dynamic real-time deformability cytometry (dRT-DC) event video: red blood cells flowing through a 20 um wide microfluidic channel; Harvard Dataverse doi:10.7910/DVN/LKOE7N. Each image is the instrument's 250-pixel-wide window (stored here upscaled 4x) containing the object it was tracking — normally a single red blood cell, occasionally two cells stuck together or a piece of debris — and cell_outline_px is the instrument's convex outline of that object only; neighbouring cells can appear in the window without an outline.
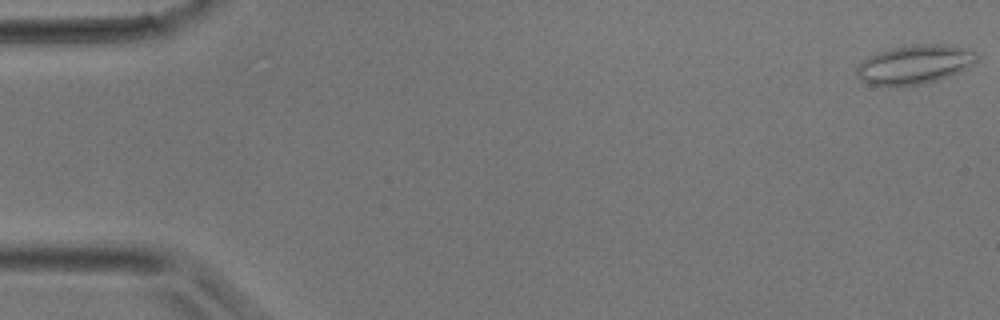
{"species": "common noctule bat (a hibernating species)", "species_latin": "Nyctalus noctula", "temperature_condition": "room temperature", "stored_images_in_passage": 39, "camera_frame_rate_fps": 3000, "um_per_image_px": 0.085, "animal": {"sex": "male", "body_mass_g": 17.9}, "frame": {"image": 1, "passage_image": 1, "time_ms": 0.0, "image_size_px": [1000, 320], "cell_outline_px": [[976, 60], [968, 68], [948, 76], [936, 80], [920, 84], [896, 88], [872, 84], [864, 80], [856, 72], [856, 68], [868, 56], [888, 48], [916, 44], [948, 44], [964, 48], [976, 52]], "centroid_in_image_um": [77.74, 5.48], "position_along_channel_um": 7.3, "area_um2": 27.28}}
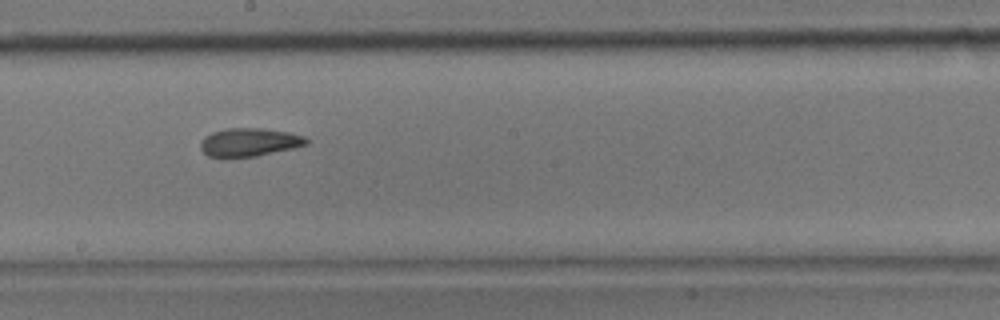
{"frame": {"image": 2, "passage_image": 22, "time_ms": 7.0, "image_size_px": [1000, 320], "cell_outline_px": [[308, 144], [292, 148], [256, 156], [224, 160], [208, 156], [200, 148], [200, 144], [204, 136], [212, 132], [228, 128], [264, 128], [288, 132], [304, 136], [308, 140]], "centroid_in_image_um": [21.13, 12.12], "position_along_channel_um": 227.1, "area_um2": 17.86}}
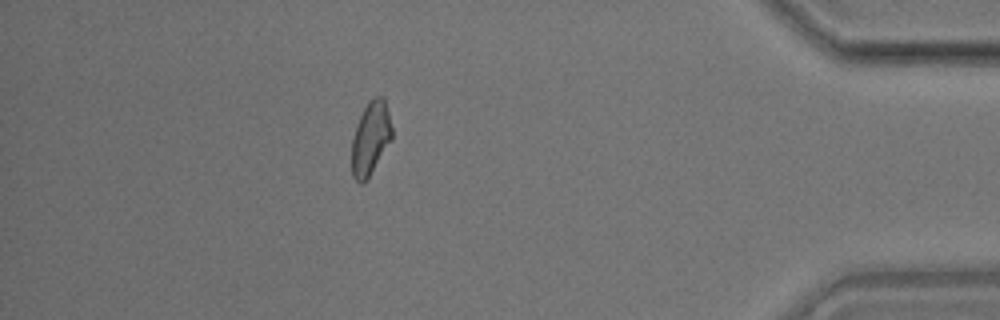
{"frame": {"image": 3, "passage_image": 35, "time_ms": 11.333, "image_size_px": [1000, 320], "cell_outline_px": [[392, 140], [364, 184], [360, 184], [352, 176], [352, 140], [356, 124], [368, 100], [376, 96], [384, 96], [392, 128]], "centroid_in_image_um": [31.5, 11.75], "position_along_channel_um": 403.7, "area_um2": 17.28}}